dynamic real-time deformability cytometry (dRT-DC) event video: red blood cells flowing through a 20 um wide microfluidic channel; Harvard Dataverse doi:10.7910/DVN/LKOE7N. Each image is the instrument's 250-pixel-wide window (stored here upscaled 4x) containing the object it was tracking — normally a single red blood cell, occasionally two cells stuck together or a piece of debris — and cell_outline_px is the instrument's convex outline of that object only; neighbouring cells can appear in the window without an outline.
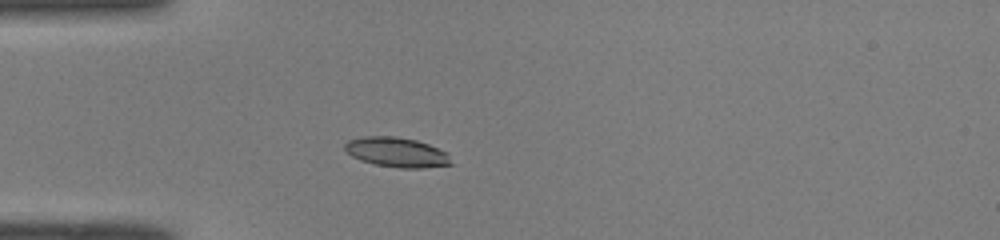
{"species": "common noctule bat (a hibernating species)", "species_latin": "Nyctalus noctula", "temperature_condition": "room temperature", "stored_images_in_passage": 37, "camera_frame_rate_fps": 3000, "um_per_image_px": 0.085, "animal": {"sex": "male", "body_mass_g": 19.0, "forearm_length_mm": 50.8}, "frame": {"image": 1, "passage_image": 1, "time_ms": 0.0, "image_size_px": [1000, 240], "cell_outline_px": [[452, 164], [424, 168], [400, 168], [376, 164], [360, 160], [352, 156], [344, 148], [344, 144], [348, 140], [364, 136], [396, 136], [416, 140], [428, 144], [448, 152]], "centroid_in_image_um": [33.73, 12.93], "position_along_channel_um": 51.3, "area_um2": 18.44}}
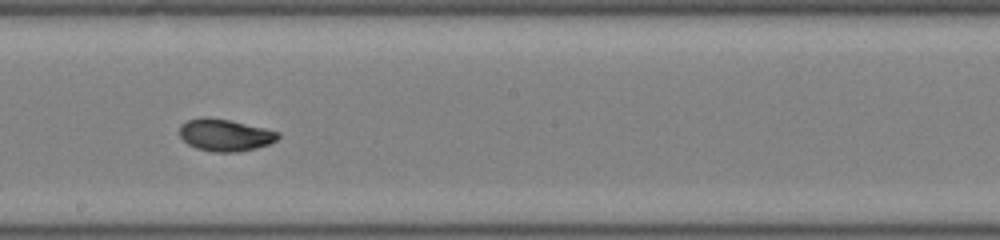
{"frame": {"image": 2, "passage_image": 15, "time_ms": 4.667, "image_size_px": [1000, 240], "cell_outline_px": [[280, 136], [276, 140], [268, 144], [256, 148], [236, 152], [212, 152], [196, 148], [188, 144], [180, 136], [180, 124], [188, 120], [200, 116], [204, 116], [228, 120], [264, 128], [280, 132]], "centroid_in_image_um": [19.1, 11.47], "position_along_channel_um": 229.1, "area_um2": 18.38}}
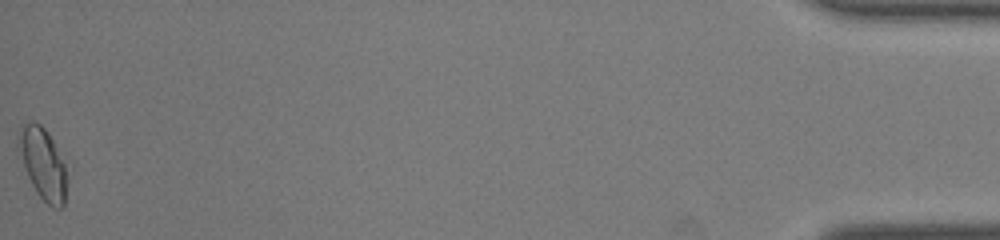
{"frame": {"image": 3, "passage_image": 37, "time_ms": 12.0, "image_size_px": [1000, 240], "cell_outline_px": [[68, 180], [64, 204], [60, 208], [52, 208], [36, 192], [24, 168], [16, 148], [16, 136], [20, 128], [28, 120], [32, 120], [40, 124], [44, 128], [52, 140], [64, 164]], "centroid_in_image_um": [3.61, 13.89], "position_along_channel_um": 431.6, "area_um2": 20.35}, "authors_computed_cell_mechanics": {"area_um2": 18.207, "velocity_mm_per_s": 4.0568, "shape_relaxation_time_tau1_ms": 6.7984, "shape_relaxation_time_tau2_ms": 1.0953, "deformation_change_tau1": 0.1802, "deformation_change_tau2": 0.037}}